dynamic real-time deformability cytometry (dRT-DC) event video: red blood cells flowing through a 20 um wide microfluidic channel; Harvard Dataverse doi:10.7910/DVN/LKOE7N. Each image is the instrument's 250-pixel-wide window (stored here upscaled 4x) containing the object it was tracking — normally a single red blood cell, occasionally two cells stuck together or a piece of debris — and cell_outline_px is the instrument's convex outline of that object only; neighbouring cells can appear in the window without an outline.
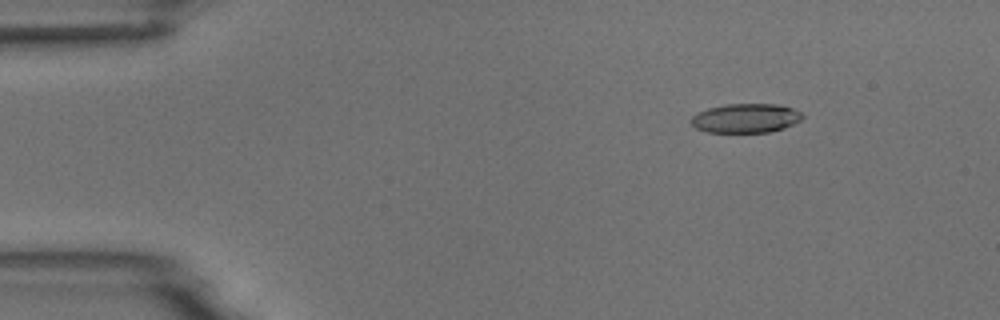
{"species": "common noctule bat (a hibernating species)", "species_latin": "Nyctalus noctula", "temperature_condition": "room temperature", "stored_images_in_passage": 4, "camera_frame_rate_fps": 3000, "um_per_image_px": 0.085, "animal": {"sex": "male", "body_mass_g": 18.8}, "frame": {"image": 1, "passage_image": 2, "time_ms": 1.0, "image_size_px": [1000, 320], "cell_outline_px": [[804, 116], [800, 120], [784, 128], [768, 132], [704, 132], [696, 128], [688, 120], [696, 112], [708, 108], [724, 104], [776, 104], [792, 108], [800, 112]], "centroid_in_image_um": [63.33, 10.04], "position_along_channel_um": 21.7, "area_um2": 19.02}}